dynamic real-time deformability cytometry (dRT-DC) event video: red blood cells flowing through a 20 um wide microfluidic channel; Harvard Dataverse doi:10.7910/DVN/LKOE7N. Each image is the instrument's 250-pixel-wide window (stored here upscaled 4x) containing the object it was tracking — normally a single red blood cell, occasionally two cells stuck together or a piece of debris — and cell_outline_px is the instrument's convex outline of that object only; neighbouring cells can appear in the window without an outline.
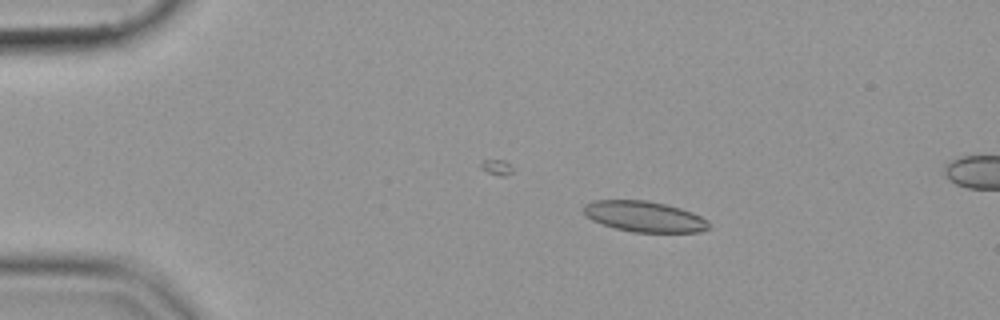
{"species": "common noctule bat (a hibernating species)", "species_latin": "Nyctalus noctula", "temperature_condition": "cold", "stored_images_in_passage": 27, "camera_frame_rate_fps": 3000, "um_per_image_px": 0.085, "animal": {"sex": "female", "body_mass_g": 19.9}, "frame": {"image": 1, "passage_image": 10, "time_ms": 3.0, "image_size_px": [1000, 320], "cell_outline_px": [[708, 228], [700, 232], [632, 232], [616, 228], [592, 220], [584, 212], [584, 204], [596, 200], [644, 200], [664, 204], [680, 208], [692, 212], [708, 220]], "centroid_in_image_um": [54.78, 18.4], "position_along_channel_um": 30.2, "area_um2": 22.14}}
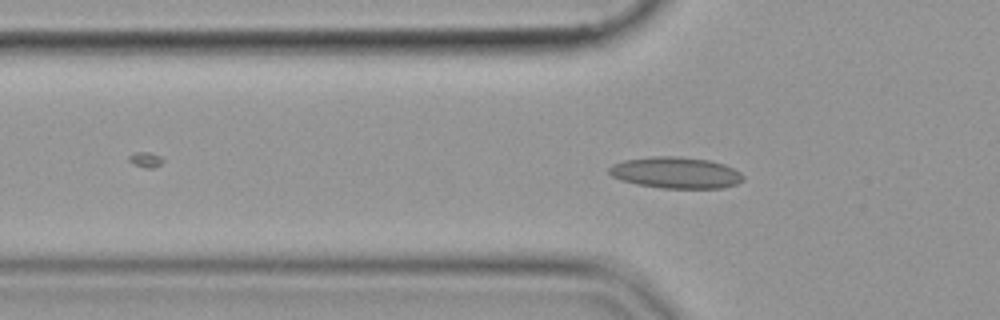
{"frame": {"image": 2, "passage_image": 18, "time_ms": 5.667, "image_size_px": [1000, 320], "cell_outline_px": [[744, 180], [736, 184], [724, 188], [660, 188], [636, 184], [620, 180], [612, 176], [608, 172], [608, 168], [612, 164], [624, 160], [652, 156], [672, 156], [708, 160], [724, 164], [740, 172], [744, 176]], "centroid_in_image_um": [57.42, 14.68], "position_along_channel_um": 68.4, "area_um2": 24.57}}
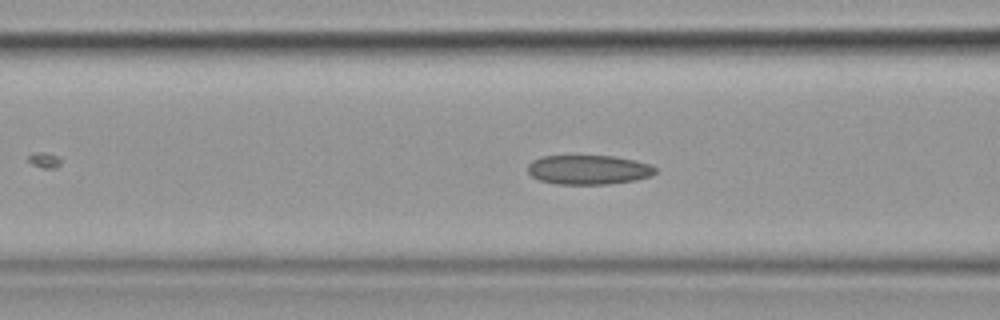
{"frame": {"image": 3, "passage_image": 22, "time_ms": 7.0, "image_size_px": [1000, 320], "cell_outline_px": [[656, 172], [652, 176], [636, 180], [608, 184], [556, 184], [540, 180], [532, 176], [528, 172], [528, 164], [532, 160], [544, 156], [612, 156], [636, 160], [648, 164], [656, 168]], "centroid_in_image_um": [50.03, 14.43], "position_along_channel_um": 116.6, "area_um2": 21.85}}